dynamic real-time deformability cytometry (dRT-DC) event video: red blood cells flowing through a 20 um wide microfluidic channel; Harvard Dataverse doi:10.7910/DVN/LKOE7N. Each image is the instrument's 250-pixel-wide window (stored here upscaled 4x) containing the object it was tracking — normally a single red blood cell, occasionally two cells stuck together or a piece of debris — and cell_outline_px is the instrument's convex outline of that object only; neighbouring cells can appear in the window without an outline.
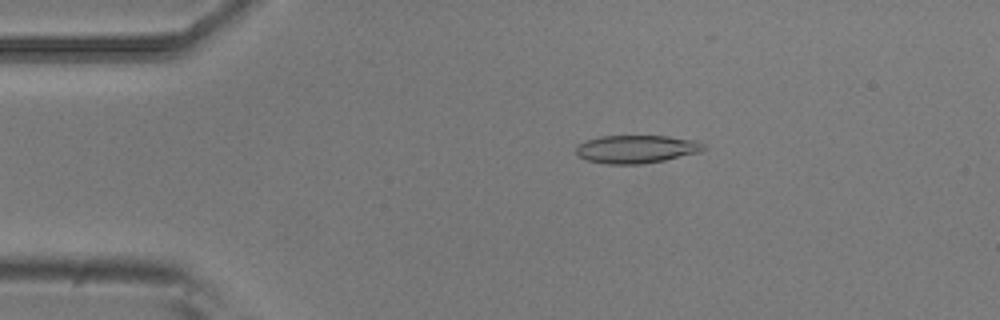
{"species": "common noctule bat (a hibernating species)", "species_latin": "Nyctalus noctula", "temperature_condition": "room temperature", "stored_images_in_passage": 5, "camera_frame_rate_fps": 3000, "um_per_image_px": 0.085, "animal": {"sex": "male", "body_mass_g": 20.5, "forearm_length_mm": 52.5}, "frame": {"image": 1, "passage_image": 2, "time_ms": 0.333, "image_size_px": [1000, 320], "cell_outline_px": [[708, 148], [700, 152], [664, 160], [640, 164], [604, 164], [588, 160], [580, 156], [576, 152], [576, 144], [600, 136], [668, 136], [696, 140], [704, 144]], "centroid_in_image_um": [54.12, 12.67], "position_along_channel_um": 30.9, "area_um2": 20.87}}
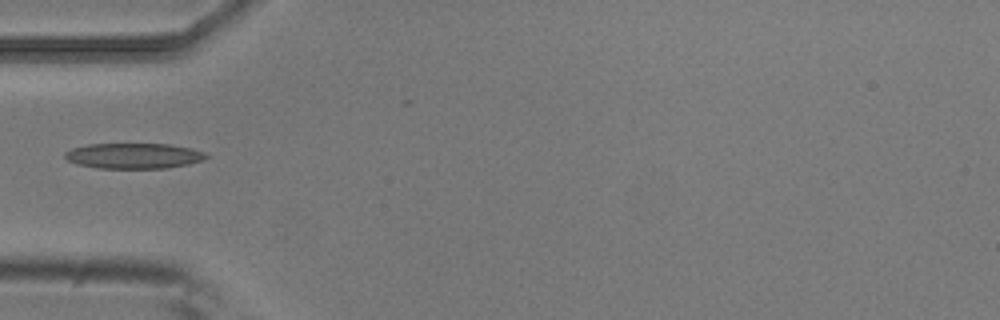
{"frame": {"image": 2, "passage_image": 4, "time_ms": 1.0, "image_size_px": [1000, 320], "cell_outline_px": [[208, 156], [200, 160], [188, 164], [168, 168], [100, 168], [76, 164], [68, 160], [64, 156], [64, 152], [72, 148], [88, 144], [168, 144], [192, 148], [204, 152]], "centroid_in_image_um": [11.34, 13.24], "position_along_channel_um": 73.7, "area_um2": 20.87}}